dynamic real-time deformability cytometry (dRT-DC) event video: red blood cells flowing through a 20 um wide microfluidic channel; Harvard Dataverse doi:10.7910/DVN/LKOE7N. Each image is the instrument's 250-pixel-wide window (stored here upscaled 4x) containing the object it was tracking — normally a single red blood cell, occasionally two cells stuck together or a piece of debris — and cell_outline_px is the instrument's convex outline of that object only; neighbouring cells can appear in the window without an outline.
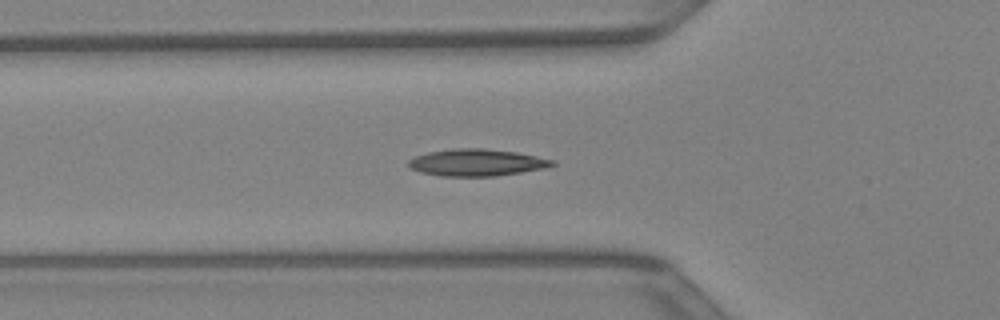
{"species": "Egyptian fruit bat (a non-hibernating species)", "species_latin": "Rousettus aegyptiacus", "temperature_condition": "warm", "stored_images_in_passage": 45, "segment_of_instrument_passage": [1, 2], "camera_frame_rate_fps": 3000, "um_per_image_px": 0.085, "animal": {"sex": "female"}, "frame": {"image": 1, "passage_image": 16, "time_ms": 5.0, "image_size_px": [1000, 320], "cell_outline_px": [[556, 164], [540, 168], [520, 172], [492, 176], [440, 176], [420, 172], [412, 168], [408, 164], [408, 160], [416, 156], [428, 152], [452, 148], [484, 148], [516, 152], [556, 160]], "centroid_in_image_um": [40.49, 13.8], "position_along_channel_um": 85.3, "area_um2": 22.37}}
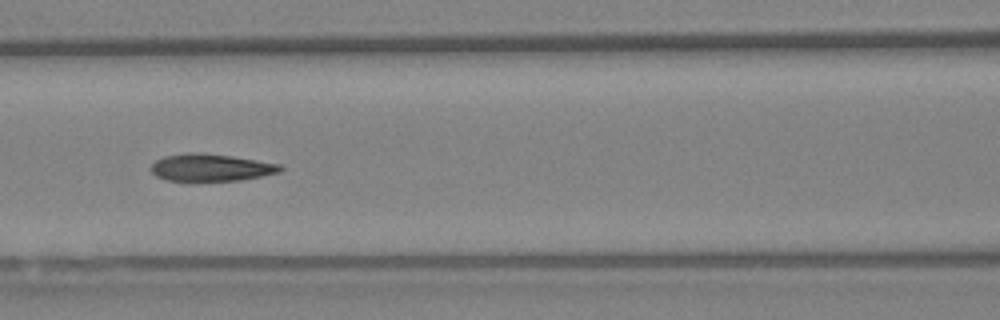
{"frame": {"image": 2, "passage_image": 20, "time_ms": 6.333, "image_size_px": [1000, 320], "cell_outline_px": [[284, 168], [280, 172], [240, 180], [188, 184], [168, 180], [156, 176], [148, 168], [156, 160], [164, 156], [188, 152], [204, 152], [232, 156], [280, 164]], "centroid_in_image_um": [17.85, 14.28], "position_along_channel_um": 148.7, "area_um2": 21.5}}
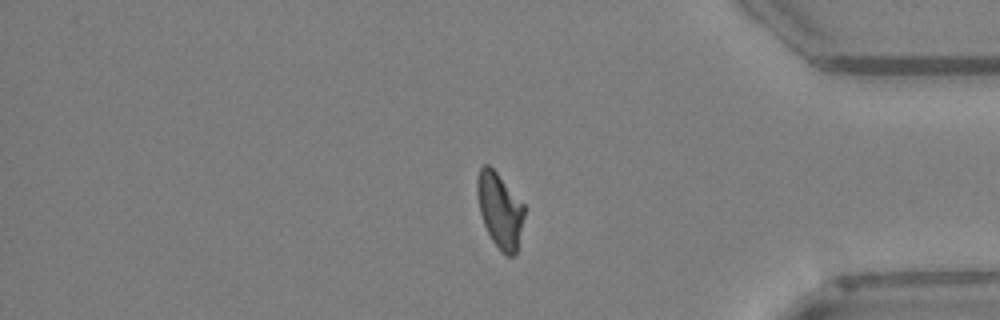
{"frame": {"image": 3, "passage_image": 37, "time_ms": 12.0, "image_size_px": [1000, 320], "cell_outline_px": [[524, 216], [516, 252], [512, 256], [508, 256], [500, 252], [492, 240], [484, 224], [480, 212], [476, 192], [476, 180], [480, 168], [484, 164], [488, 164], [496, 172], [524, 204]], "centroid_in_image_um": [42.47, 17.86], "position_along_channel_um": 392.7, "area_um2": 20.4}}